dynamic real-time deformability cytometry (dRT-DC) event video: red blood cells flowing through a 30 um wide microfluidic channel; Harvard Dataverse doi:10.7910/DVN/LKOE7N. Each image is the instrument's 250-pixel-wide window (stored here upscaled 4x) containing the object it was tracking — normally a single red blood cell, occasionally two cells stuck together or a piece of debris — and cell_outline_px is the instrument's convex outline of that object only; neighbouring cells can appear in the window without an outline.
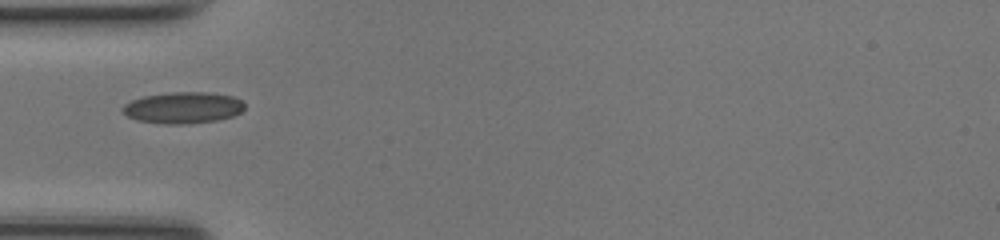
{"species": "common noctule bat (a hibernating species)", "species_latin": "Nyctalus noctula", "temperature_condition": "room temperature", "stored_images_in_passage": 30, "camera_frame_rate_fps": 3000, "um_per_image_px": 0.085, "animal": {"sex": "female", "body_mass_g": 17.0, "forearm_length_mm": 48.0}, "frame": {"image": 1, "passage_image": 1, "time_ms": 0.0, "image_size_px": [1000, 240], "cell_outline_px": [[244, 108], [240, 112], [232, 116], [216, 120], [184, 124], [164, 124], [136, 120], [128, 116], [120, 108], [124, 104], [132, 100], [144, 96], [172, 92], [208, 92], [232, 96], [240, 100], [244, 104]], "centroid_in_image_um": [15.53, 9.15], "position_along_channel_um": 69.5, "area_um2": 22.2}}
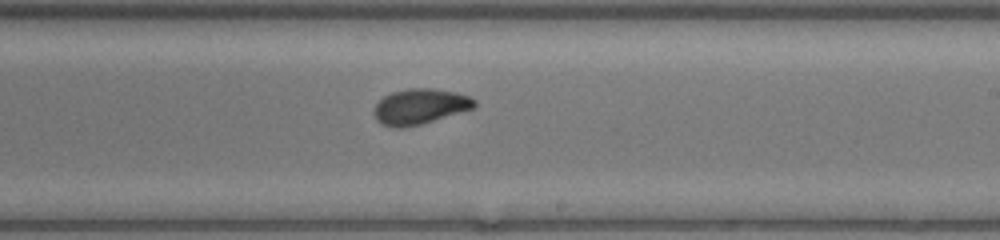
{"frame": {"image": 2, "passage_image": 14, "time_ms": 4.333, "image_size_px": [1000, 240], "cell_outline_px": [[476, 104], [472, 108], [420, 124], [404, 128], [396, 128], [380, 124], [376, 120], [376, 104], [384, 96], [392, 92], [408, 88], [432, 88], [456, 92], [468, 96], [476, 100]], "centroid_in_image_um": [35.68, 9.04], "position_along_channel_um": 253.3, "area_um2": 20.4}}
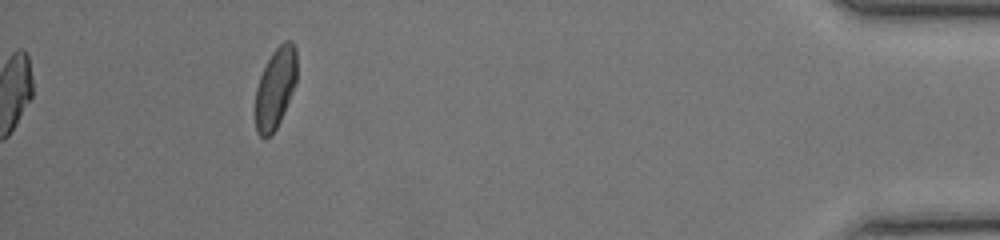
{"frame": {"image": 3, "passage_image": 30, "time_ms": 9.667, "image_size_px": [1000, 240], "cell_outline_px": [[296, 80], [284, 112], [276, 128], [264, 140], [256, 132], [256, 88], [260, 76], [272, 52], [284, 40], [292, 40], [296, 48]], "centroid_in_image_um": [23.4, 7.46], "position_along_channel_um": 411.8, "area_um2": 19.25}, "authors_computed_cell_mechanics": {"area_um2": 20.3745, "velocity_mm_per_s": 4.2264, "shape_relaxation_time_tau1_ms": 4.4272, "shape_relaxation_time_tau2_ms": 0.9928, "deformation_change_tau1": 0.158, "deformation_change_tau2": 0.047}}